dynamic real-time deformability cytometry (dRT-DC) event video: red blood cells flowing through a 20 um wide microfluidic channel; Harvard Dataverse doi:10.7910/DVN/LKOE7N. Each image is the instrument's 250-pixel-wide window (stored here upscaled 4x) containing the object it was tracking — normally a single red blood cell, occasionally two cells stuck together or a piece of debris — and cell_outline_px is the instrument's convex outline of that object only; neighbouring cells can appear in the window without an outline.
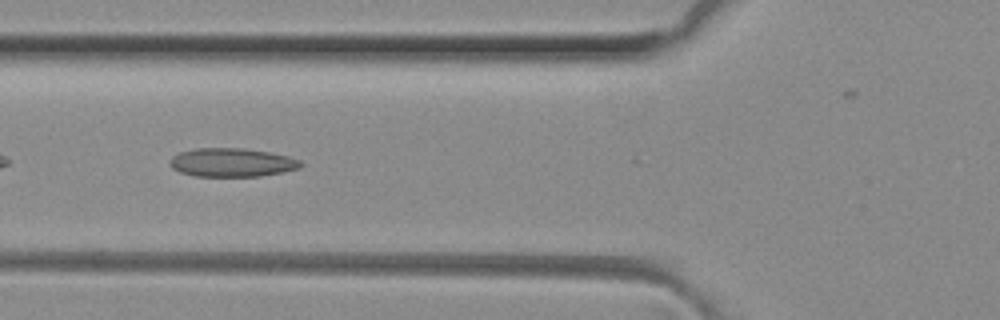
{"species": "common noctule bat (a hibernating species)", "species_latin": "Nyctalus noctula", "temperature_condition": "room temperature", "stored_images_in_passage": 12, "camera_frame_rate_fps": 3000, "um_per_image_px": 0.085, "animal": {"sex": "female", "body_mass_g": 29.2, "forearm_length_mm": 56.3}, "frame": {"image": 1, "passage_image": 8, "time_ms": 2.333, "image_size_px": [1000, 320], "cell_outline_px": [[304, 164], [300, 168], [260, 176], [192, 176], [180, 172], [172, 168], [168, 160], [172, 156], [180, 152], [196, 148], [244, 148], [268, 152], [288, 156], [300, 160]], "centroid_in_image_um": [19.69, 13.81], "position_along_channel_um": 106.1, "area_um2": 21.85}}
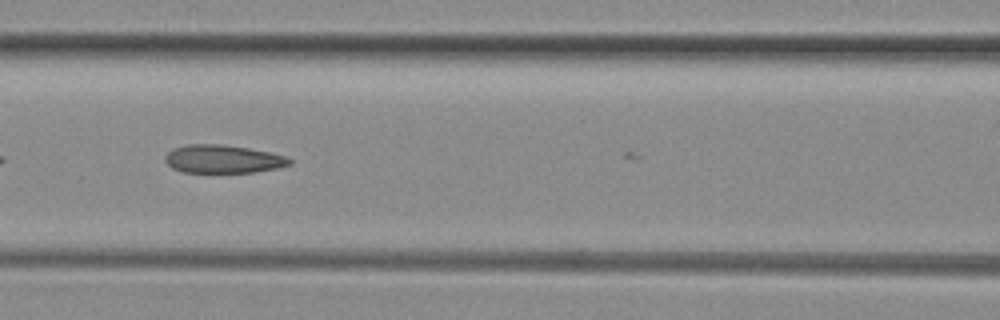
{"frame": {"image": 2, "passage_image": 11, "time_ms": 3.333, "image_size_px": [1000, 320], "cell_outline_px": [[292, 164], [276, 168], [252, 172], [184, 172], [172, 168], [164, 160], [164, 156], [172, 148], [188, 144], [220, 144], [248, 148], [288, 156], [292, 160]], "centroid_in_image_um": [18.94, 13.51], "position_along_channel_um": 147.7, "area_um2": 20.4}}